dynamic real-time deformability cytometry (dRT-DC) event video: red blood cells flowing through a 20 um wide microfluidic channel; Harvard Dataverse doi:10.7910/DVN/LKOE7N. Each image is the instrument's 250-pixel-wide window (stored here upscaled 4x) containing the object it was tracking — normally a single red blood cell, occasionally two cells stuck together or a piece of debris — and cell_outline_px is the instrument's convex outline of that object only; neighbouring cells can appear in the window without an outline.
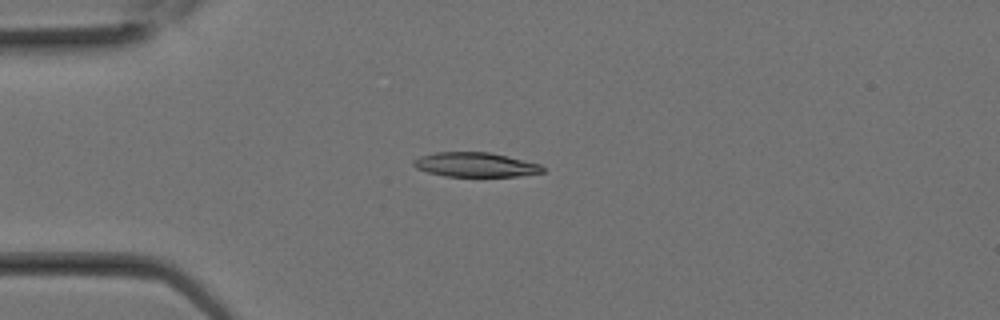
{"species": "Egyptian fruit bat (a non-hibernating species)", "species_latin": "Rousettus aegyptiacus", "temperature_condition": "room temperature", "stored_images_in_passage": 9, "camera_frame_rate_fps": 3000, "um_per_image_px": 0.085, "animal": {"sex": "female"}, "frame": {"image": 1, "passage_image": 5, "time_ms": 1.333, "image_size_px": [1000, 320], "cell_outline_px": [[544, 172], [516, 176], [444, 176], [428, 172], [416, 168], [412, 164], [412, 160], [420, 156], [436, 152], [488, 152], [540, 164], [544, 168]], "centroid_in_image_um": [40.36, 14.0], "position_along_channel_um": 44.6, "area_um2": 18.21}}
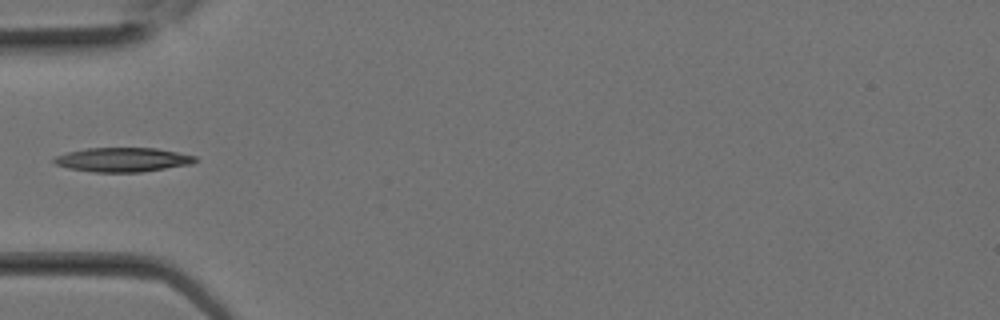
{"frame": {"image": 2, "passage_image": 7, "time_ms": 2.0, "image_size_px": [1000, 320], "cell_outline_px": [[196, 160], [192, 164], [140, 172], [92, 172], [68, 168], [56, 164], [52, 160], [56, 156], [68, 152], [88, 148], [156, 148], [196, 156]], "centroid_in_image_um": [10.42, 13.57], "position_along_channel_um": 74.6, "area_um2": 19.77}}